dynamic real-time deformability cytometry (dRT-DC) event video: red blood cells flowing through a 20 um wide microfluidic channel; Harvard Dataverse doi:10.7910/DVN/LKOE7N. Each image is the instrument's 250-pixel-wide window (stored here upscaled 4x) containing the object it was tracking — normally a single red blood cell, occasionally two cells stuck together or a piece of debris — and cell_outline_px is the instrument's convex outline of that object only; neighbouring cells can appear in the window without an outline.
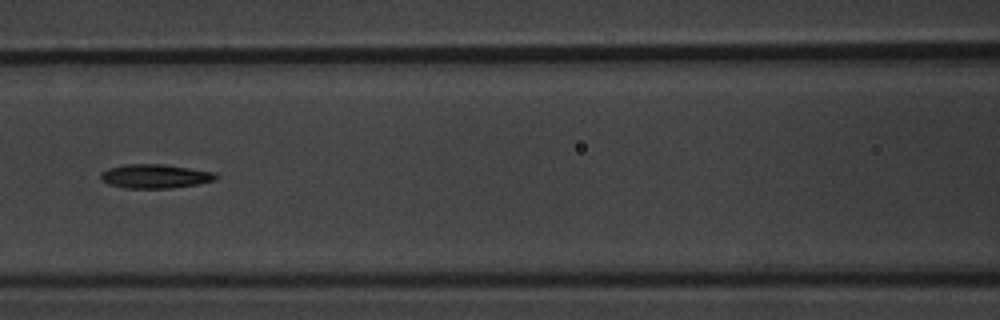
{"species": "common noctule bat (a hibernating species)", "species_latin": "Nyctalus noctula", "temperature_condition": "warm", "stored_images_in_passage": 10, "camera_frame_rate_fps": 3000, "um_per_image_px": 0.085, "animal": {"sex": "male", "body_mass_g": 20.1, "forearm_length_mm": 53.5}, "frame": {"image": 1, "passage_image": 7, "time_ms": 8.667, "image_size_px": [1000, 320], "cell_outline_px": [[220, 176], [216, 180], [196, 184], [168, 188], [124, 188], [108, 184], [100, 180], [100, 172], [108, 168], [124, 164], [164, 164], [216, 172]], "centroid_in_image_um": [13.17, 14.97], "position_along_channel_um": 153.4, "area_um2": 16.3}}
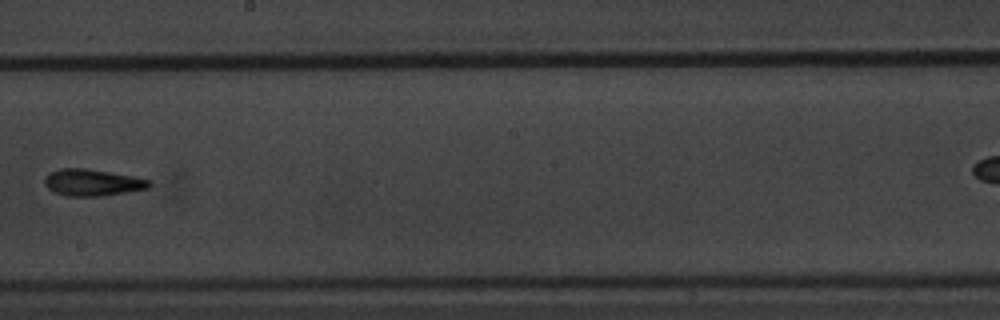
{"frame": {"image": 2, "passage_image": 9, "time_ms": 11.0, "image_size_px": [1000, 320], "cell_outline_px": [[152, 184], [148, 188], [128, 192], [100, 196], [68, 196], [52, 192], [44, 184], [44, 176], [60, 168], [88, 168], [136, 176], [152, 180]], "centroid_in_image_um": [7.88, 15.5], "position_along_channel_um": 240.3, "area_um2": 16.59}}